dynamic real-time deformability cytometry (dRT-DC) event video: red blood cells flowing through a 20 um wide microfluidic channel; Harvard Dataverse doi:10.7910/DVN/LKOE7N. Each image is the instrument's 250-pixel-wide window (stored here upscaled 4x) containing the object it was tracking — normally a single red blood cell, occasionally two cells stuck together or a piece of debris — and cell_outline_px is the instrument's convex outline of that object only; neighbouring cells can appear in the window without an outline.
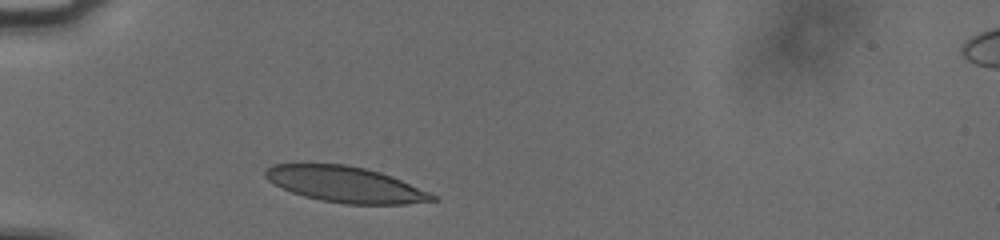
{"species": "human", "species_latin": "Homo sapiens", "temperature_condition": "cold", "stored_images_in_passage": 34, "camera_frame_rate_fps": 3000, "um_per_image_px": 0.085, "donor": {"sex": "male"}, "frame": {"image": 1, "passage_image": 1, "time_ms": 0.0, "image_size_px": [1000, 240], "cell_outline_px": [[440, 200], [404, 204], [344, 204], [320, 200], [304, 196], [292, 192], [268, 180], [264, 176], [264, 172], [272, 164], [344, 164], [364, 168], [380, 172], [392, 176], [432, 192]], "centroid_in_image_um": [29.42, 15.68], "position_along_channel_um": 55.6, "area_um2": 34.85}}
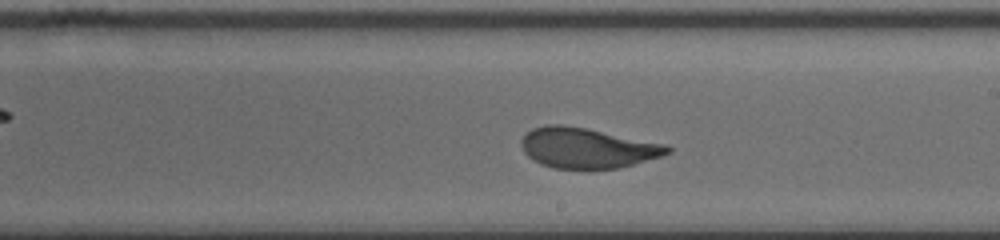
{"frame": {"image": 2, "passage_image": 17, "time_ms": 5.333, "image_size_px": [1000, 240], "cell_outline_px": [[672, 152], [660, 156], [632, 164], [616, 168], [552, 168], [540, 164], [532, 160], [524, 152], [520, 144], [520, 140], [532, 128], [548, 124], [560, 124], [584, 128], [668, 144], [672, 148]], "centroid_in_image_um": [49.89, 12.57], "position_along_channel_um": 239.1, "area_um2": 34.1}}
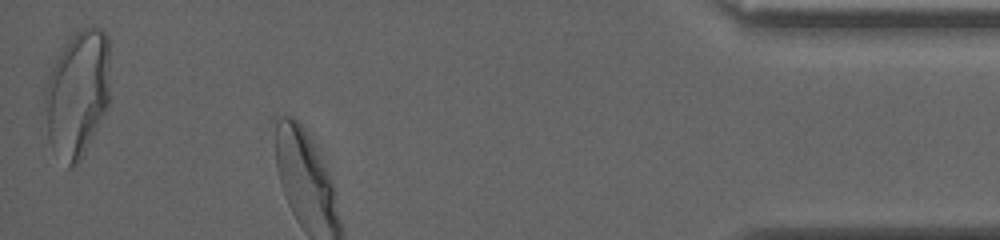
{"frame": {"image": 3, "passage_image": 34, "time_ms": 11.0, "image_size_px": [1000, 240], "cell_outline_px": [[108, 108], [80, 160], [72, 168], [68, 168], [52, 148], [48, 136], [44, 108], [44, 88], [48, 76], [60, 52], [76, 28], [104, 28], [108, 36]], "centroid_in_image_um": [6.57, 7.95], "position_along_channel_um": 428.6, "area_um2": 48.21}, "authors_computed_cell_mechanics": {"area_um2": 35.0268, "velocity_mm_per_s": 3.7434, "shape_relaxation_time_tau1_ms": 5.797, "shape_relaxation_time_tau2_ms": null, "deformation_change_tau1": 0.196, "deformation_change_tau2": null}}